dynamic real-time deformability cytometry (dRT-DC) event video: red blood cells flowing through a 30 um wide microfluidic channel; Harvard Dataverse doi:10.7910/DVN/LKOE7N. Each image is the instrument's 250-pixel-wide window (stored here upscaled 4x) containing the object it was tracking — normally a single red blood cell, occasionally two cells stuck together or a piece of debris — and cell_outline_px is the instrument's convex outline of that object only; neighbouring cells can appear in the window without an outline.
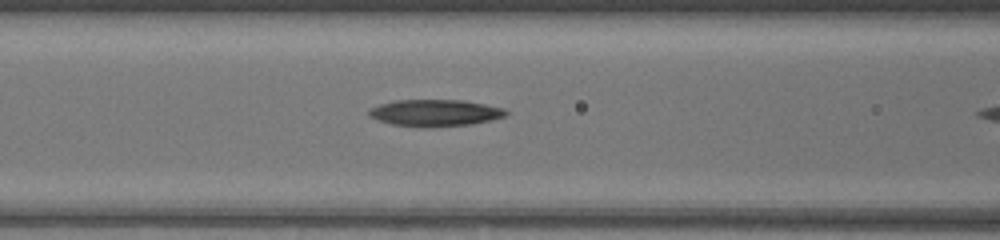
{"species": "common noctule bat (a hibernating species)", "species_latin": "Nyctalus noctula", "temperature_condition": "warm", "stored_images_in_passage": 10, "camera_frame_rate_fps": 3000, "um_per_image_px": 0.085, "animal": {"sex": "female", "body_mass_g": 17.0, "forearm_length_mm": 48.0}, "frame": {"image": 1, "passage_image": 9, "time_ms": 2.667, "image_size_px": [1000, 240], "cell_outline_px": [[508, 112], [504, 116], [472, 124], [428, 128], [392, 124], [368, 116], [368, 108], [392, 100], [464, 100], [504, 108]], "centroid_in_image_um": [36.94, 9.59], "position_along_channel_um": 129.7, "area_um2": 21.39}}